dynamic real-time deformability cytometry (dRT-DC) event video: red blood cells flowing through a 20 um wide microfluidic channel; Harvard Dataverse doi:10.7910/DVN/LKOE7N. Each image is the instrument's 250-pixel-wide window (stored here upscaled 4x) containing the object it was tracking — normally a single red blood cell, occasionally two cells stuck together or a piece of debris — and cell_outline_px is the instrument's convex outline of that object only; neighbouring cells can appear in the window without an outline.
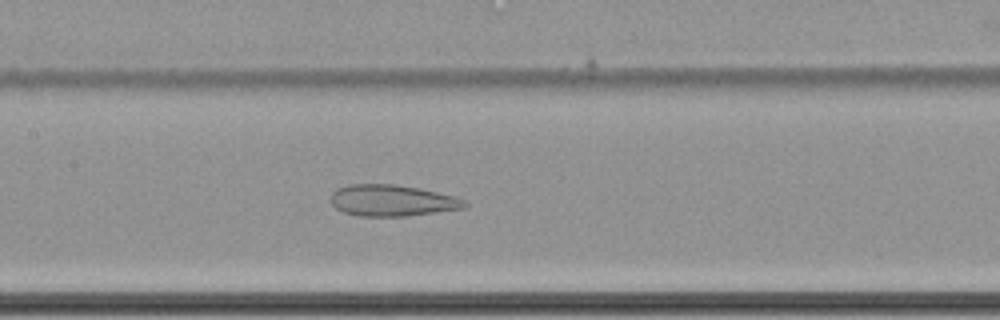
{"species": "common noctule bat (a hibernating species)", "species_latin": "Nyctalus noctula", "temperature_condition": "cold", "stored_images_in_passage": 45, "camera_frame_rate_fps": 3000, "um_per_image_px": 0.085, "animal": {"sex": "female", "body_mass_g": 22.7, "forearm_length_mm": 54.2}, "frame": {"image": 1, "passage_image": 15, "time_ms": 4.667, "image_size_px": [1000, 320], "cell_outline_px": [[468, 204], [464, 208], [436, 212], [404, 216], [356, 216], [344, 212], [336, 208], [332, 204], [332, 192], [336, 188], [348, 184], [396, 184], [420, 188], [456, 196], [464, 200]], "centroid_in_image_um": [33.33, 17.03], "position_along_channel_um": 174.1, "area_um2": 24.57}}
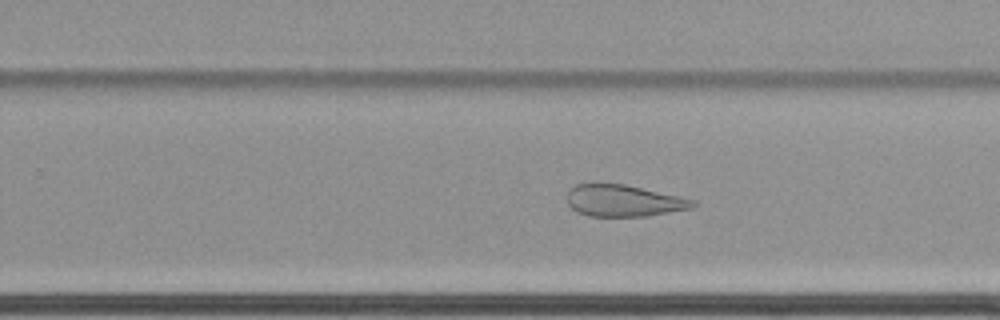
{"frame": {"image": 2, "passage_image": 24, "time_ms": 7.667, "image_size_px": [1000, 320], "cell_outline_px": [[696, 204], [692, 208], [644, 216], [588, 216], [576, 212], [568, 204], [568, 192], [576, 184], [592, 180], [624, 184], [696, 200]], "centroid_in_image_um": [52.93, 17.02], "position_along_channel_um": 276.9, "area_um2": 23.58}}
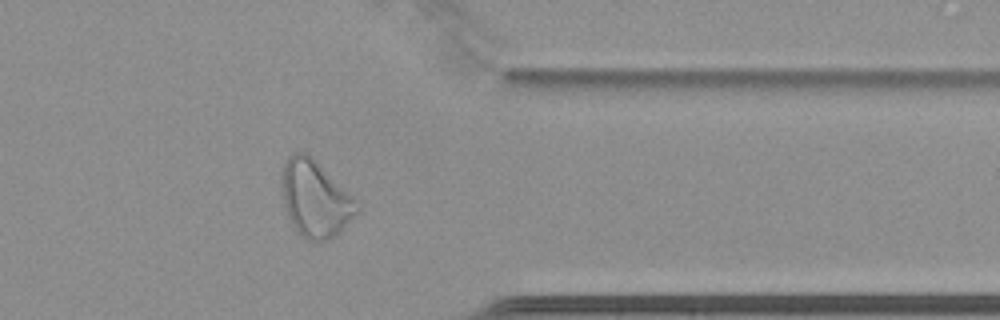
{"frame": {"image": 3, "passage_image": 34, "time_ms": 11.0, "image_size_px": [1000, 320], "cell_outline_px": [[360, 208], [340, 232], [336, 236], [320, 244], [304, 240], [300, 236], [292, 224], [284, 208], [280, 192], [280, 172], [288, 156], [292, 152], [304, 152], [312, 156], [360, 204]], "centroid_in_image_um": [26.74, 16.92], "position_along_channel_um": 384.7, "area_um2": 34.28}, "authors_computed_cell_mechanics": {"area_um2": 28.8422, "velocity_mm_per_s": 3.4372, "shape_relaxation_time_tau1_ms": null, "shape_relaxation_time_tau2_ms": 2.7318, "deformation_change_tau1": null, "deformation_change_tau2": 0.0943}}